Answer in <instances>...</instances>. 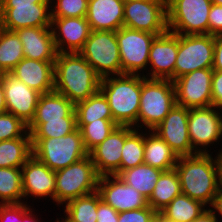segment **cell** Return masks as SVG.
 Here are the masks:
<instances>
[{"label":"cell","mask_w":222,"mask_h":222,"mask_svg":"<svg viewBox=\"0 0 222 222\" xmlns=\"http://www.w3.org/2000/svg\"><path fill=\"white\" fill-rule=\"evenodd\" d=\"M157 214L148 205L145 208L120 212L118 222H151Z\"/></svg>","instance_id":"obj_40"},{"label":"cell","mask_w":222,"mask_h":222,"mask_svg":"<svg viewBox=\"0 0 222 222\" xmlns=\"http://www.w3.org/2000/svg\"><path fill=\"white\" fill-rule=\"evenodd\" d=\"M52 3L0 5V27L16 31L26 27H51Z\"/></svg>","instance_id":"obj_17"},{"label":"cell","mask_w":222,"mask_h":222,"mask_svg":"<svg viewBox=\"0 0 222 222\" xmlns=\"http://www.w3.org/2000/svg\"><path fill=\"white\" fill-rule=\"evenodd\" d=\"M211 91L212 106L222 109V71L213 70Z\"/></svg>","instance_id":"obj_44"},{"label":"cell","mask_w":222,"mask_h":222,"mask_svg":"<svg viewBox=\"0 0 222 222\" xmlns=\"http://www.w3.org/2000/svg\"><path fill=\"white\" fill-rule=\"evenodd\" d=\"M159 222H171L166 220L165 218H163L160 214H159Z\"/></svg>","instance_id":"obj_54"},{"label":"cell","mask_w":222,"mask_h":222,"mask_svg":"<svg viewBox=\"0 0 222 222\" xmlns=\"http://www.w3.org/2000/svg\"><path fill=\"white\" fill-rule=\"evenodd\" d=\"M213 69H198L175 79L176 104L188 109L212 106Z\"/></svg>","instance_id":"obj_12"},{"label":"cell","mask_w":222,"mask_h":222,"mask_svg":"<svg viewBox=\"0 0 222 222\" xmlns=\"http://www.w3.org/2000/svg\"><path fill=\"white\" fill-rule=\"evenodd\" d=\"M151 222H159V213L157 214V216Z\"/></svg>","instance_id":"obj_55"},{"label":"cell","mask_w":222,"mask_h":222,"mask_svg":"<svg viewBox=\"0 0 222 222\" xmlns=\"http://www.w3.org/2000/svg\"><path fill=\"white\" fill-rule=\"evenodd\" d=\"M53 0H0V5H31L32 3H53Z\"/></svg>","instance_id":"obj_46"},{"label":"cell","mask_w":222,"mask_h":222,"mask_svg":"<svg viewBox=\"0 0 222 222\" xmlns=\"http://www.w3.org/2000/svg\"><path fill=\"white\" fill-rule=\"evenodd\" d=\"M162 172L160 169L143 163L134 168L123 170L118 176L124 183L149 199Z\"/></svg>","instance_id":"obj_30"},{"label":"cell","mask_w":222,"mask_h":222,"mask_svg":"<svg viewBox=\"0 0 222 222\" xmlns=\"http://www.w3.org/2000/svg\"><path fill=\"white\" fill-rule=\"evenodd\" d=\"M7 112L29 124L35 115L41 93L29 88L10 72L1 74Z\"/></svg>","instance_id":"obj_15"},{"label":"cell","mask_w":222,"mask_h":222,"mask_svg":"<svg viewBox=\"0 0 222 222\" xmlns=\"http://www.w3.org/2000/svg\"><path fill=\"white\" fill-rule=\"evenodd\" d=\"M27 124L12 113L0 114V141L22 137L26 132Z\"/></svg>","instance_id":"obj_39"},{"label":"cell","mask_w":222,"mask_h":222,"mask_svg":"<svg viewBox=\"0 0 222 222\" xmlns=\"http://www.w3.org/2000/svg\"><path fill=\"white\" fill-rule=\"evenodd\" d=\"M188 117L189 109L176 104L164 120L152 130L171 147L178 157L197 153L191 146Z\"/></svg>","instance_id":"obj_14"},{"label":"cell","mask_w":222,"mask_h":222,"mask_svg":"<svg viewBox=\"0 0 222 222\" xmlns=\"http://www.w3.org/2000/svg\"><path fill=\"white\" fill-rule=\"evenodd\" d=\"M119 213L105 203L98 193L97 222H118Z\"/></svg>","instance_id":"obj_43"},{"label":"cell","mask_w":222,"mask_h":222,"mask_svg":"<svg viewBox=\"0 0 222 222\" xmlns=\"http://www.w3.org/2000/svg\"><path fill=\"white\" fill-rule=\"evenodd\" d=\"M64 213L73 222H97L98 192L66 203Z\"/></svg>","instance_id":"obj_35"},{"label":"cell","mask_w":222,"mask_h":222,"mask_svg":"<svg viewBox=\"0 0 222 222\" xmlns=\"http://www.w3.org/2000/svg\"><path fill=\"white\" fill-rule=\"evenodd\" d=\"M156 36L124 26L116 31L122 74L141 75L148 66L150 46Z\"/></svg>","instance_id":"obj_11"},{"label":"cell","mask_w":222,"mask_h":222,"mask_svg":"<svg viewBox=\"0 0 222 222\" xmlns=\"http://www.w3.org/2000/svg\"><path fill=\"white\" fill-rule=\"evenodd\" d=\"M32 156L31 135L0 141V168H21Z\"/></svg>","instance_id":"obj_27"},{"label":"cell","mask_w":222,"mask_h":222,"mask_svg":"<svg viewBox=\"0 0 222 222\" xmlns=\"http://www.w3.org/2000/svg\"><path fill=\"white\" fill-rule=\"evenodd\" d=\"M99 177L90 155L55 171L54 201L58 205H64L73 199L96 192Z\"/></svg>","instance_id":"obj_6"},{"label":"cell","mask_w":222,"mask_h":222,"mask_svg":"<svg viewBox=\"0 0 222 222\" xmlns=\"http://www.w3.org/2000/svg\"><path fill=\"white\" fill-rule=\"evenodd\" d=\"M214 35H179L174 80L198 69L212 68Z\"/></svg>","instance_id":"obj_10"},{"label":"cell","mask_w":222,"mask_h":222,"mask_svg":"<svg viewBox=\"0 0 222 222\" xmlns=\"http://www.w3.org/2000/svg\"><path fill=\"white\" fill-rule=\"evenodd\" d=\"M56 222H73V221H72L71 219H69V218L65 215V218H64L62 221H60V220L57 218Z\"/></svg>","instance_id":"obj_52"},{"label":"cell","mask_w":222,"mask_h":222,"mask_svg":"<svg viewBox=\"0 0 222 222\" xmlns=\"http://www.w3.org/2000/svg\"><path fill=\"white\" fill-rule=\"evenodd\" d=\"M192 222H218V218L216 213H213L206 208V210Z\"/></svg>","instance_id":"obj_49"},{"label":"cell","mask_w":222,"mask_h":222,"mask_svg":"<svg viewBox=\"0 0 222 222\" xmlns=\"http://www.w3.org/2000/svg\"><path fill=\"white\" fill-rule=\"evenodd\" d=\"M151 132V133H150ZM178 156L155 132L144 134V163L162 171L174 169Z\"/></svg>","instance_id":"obj_25"},{"label":"cell","mask_w":222,"mask_h":222,"mask_svg":"<svg viewBox=\"0 0 222 222\" xmlns=\"http://www.w3.org/2000/svg\"><path fill=\"white\" fill-rule=\"evenodd\" d=\"M77 124H88L98 119H113L107 98L98 91L75 105Z\"/></svg>","instance_id":"obj_31"},{"label":"cell","mask_w":222,"mask_h":222,"mask_svg":"<svg viewBox=\"0 0 222 222\" xmlns=\"http://www.w3.org/2000/svg\"><path fill=\"white\" fill-rule=\"evenodd\" d=\"M141 76L122 74L101 79L100 91L107 98L114 122L118 126L137 127Z\"/></svg>","instance_id":"obj_3"},{"label":"cell","mask_w":222,"mask_h":222,"mask_svg":"<svg viewBox=\"0 0 222 222\" xmlns=\"http://www.w3.org/2000/svg\"><path fill=\"white\" fill-rule=\"evenodd\" d=\"M218 162H219V167H220V178H221V183H222V149L219 151L217 154Z\"/></svg>","instance_id":"obj_51"},{"label":"cell","mask_w":222,"mask_h":222,"mask_svg":"<svg viewBox=\"0 0 222 222\" xmlns=\"http://www.w3.org/2000/svg\"><path fill=\"white\" fill-rule=\"evenodd\" d=\"M24 200L28 196L55 197V172L33 155L21 167ZM26 197V198H25Z\"/></svg>","instance_id":"obj_21"},{"label":"cell","mask_w":222,"mask_h":222,"mask_svg":"<svg viewBox=\"0 0 222 222\" xmlns=\"http://www.w3.org/2000/svg\"><path fill=\"white\" fill-rule=\"evenodd\" d=\"M178 54V34L170 31L156 36L149 51L151 73L144 77L148 79H169L174 81V69ZM149 76V77H148Z\"/></svg>","instance_id":"obj_19"},{"label":"cell","mask_w":222,"mask_h":222,"mask_svg":"<svg viewBox=\"0 0 222 222\" xmlns=\"http://www.w3.org/2000/svg\"><path fill=\"white\" fill-rule=\"evenodd\" d=\"M23 58V47L17 33L0 27V71L10 72Z\"/></svg>","instance_id":"obj_32"},{"label":"cell","mask_w":222,"mask_h":222,"mask_svg":"<svg viewBox=\"0 0 222 222\" xmlns=\"http://www.w3.org/2000/svg\"><path fill=\"white\" fill-rule=\"evenodd\" d=\"M120 173L144 163V135L134 129L126 138L121 152Z\"/></svg>","instance_id":"obj_37"},{"label":"cell","mask_w":222,"mask_h":222,"mask_svg":"<svg viewBox=\"0 0 222 222\" xmlns=\"http://www.w3.org/2000/svg\"><path fill=\"white\" fill-rule=\"evenodd\" d=\"M75 110V105L55 91L41 94L31 122L62 120Z\"/></svg>","instance_id":"obj_26"},{"label":"cell","mask_w":222,"mask_h":222,"mask_svg":"<svg viewBox=\"0 0 222 222\" xmlns=\"http://www.w3.org/2000/svg\"><path fill=\"white\" fill-rule=\"evenodd\" d=\"M54 63L24 57L10 73L29 88L46 94L54 91Z\"/></svg>","instance_id":"obj_23"},{"label":"cell","mask_w":222,"mask_h":222,"mask_svg":"<svg viewBox=\"0 0 222 222\" xmlns=\"http://www.w3.org/2000/svg\"><path fill=\"white\" fill-rule=\"evenodd\" d=\"M219 110L215 106L189 109L188 132L191 146L197 153H208L206 147L221 139L222 112Z\"/></svg>","instance_id":"obj_13"},{"label":"cell","mask_w":222,"mask_h":222,"mask_svg":"<svg viewBox=\"0 0 222 222\" xmlns=\"http://www.w3.org/2000/svg\"><path fill=\"white\" fill-rule=\"evenodd\" d=\"M79 54L101 77L122 75L121 58L115 31H91Z\"/></svg>","instance_id":"obj_8"},{"label":"cell","mask_w":222,"mask_h":222,"mask_svg":"<svg viewBox=\"0 0 222 222\" xmlns=\"http://www.w3.org/2000/svg\"><path fill=\"white\" fill-rule=\"evenodd\" d=\"M51 29L58 53L79 52L92 31L86 17L52 18Z\"/></svg>","instance_id":"obj_20"},{"label":"cell","mask_w":222,"mask_h":222,"mask_svg":"<svg viewBox=\"0 0 222 222\" xmlns=\"http://www.w3.org/2000/svg\"><path fill=\"white\" fill-rule=\"evenodd\" d=\"M181 193L180 180L175 168L163 171L156 181L152 195L148 199V205L159 213Z\"/></svg>","instance_id":"obj_28"},{"label":"cell","mask_w":222,"mask_h":222,"mask_svg":"<svg viewBox=\"0 0 222 222\" xmlns=\"http://www.w3.org/2000/svg\"><path fill=\"white\" fill-rule=\"evenodd\" d=\"M54 3L55 6H51V18L87 16L88 0H54Z\"/></svg>","instance_id":"obj_38"},{"label":"cell","mask_w":222,"mask_h":222,"mask_svg":"<svg viewBox=\"0 0 222 222\" xmlns=\"http://www.w3.org/2000/svg\"><path fill=\"white\" fill-rule=\"evenodd\" d=\"M123 26L157 36L168 31L167 0H127Z\"/></svg>","instance_id":"obj_9"},{"label":"cell","mask_w":222,"mask_h":222,"mask_svg":"<svg viewBox=\"0 0 222 222\" xmlns=\"http://www.w3.org/2000/svg\"><path fill=\"white\" fill-rule=\"evenodd\" d=\"M215 71H222V33L214 35L213 66Z\"/></svg>","instance_id":"obj_45"},{"label":"cell","mask_w":222,"mask_h":222,"mask_svg":"<svg viewBox=\"0 0 222 222\" xmlns=\"http://www.w3.org/2000/svg\"><path fill=\"white\" fill-rule=\"evenodd\" d=\"M31 145L32 155L54 172L89 155L78 128L59 138H31Z\"/></svg>","instance_id":"obj_5"},{"label":"cell","mask_w":222,"mask_h":222,"mask_svg":"<svg viewBox=\"0 0 222 222\" xmlns=\"http://www.w3.org/2000/svg\"><path fill=\"white\" fill-rule=\"evenodd\" d=\"M175 170L182 193L205 206L212 203L222 186L218 158L213 159L209 153L180 156Z\"/></svg>","instance_id":"obj_1"},{"label":"cell","mask_w":222,"mask_h":222,"mask_svg":"<svg viewBox=\"0 0 222 222\" xmlns=\"http://www.w3.org/2000/svg\"><path fill=\"white\" fill-rule=\"evenodd\" d=\"M222 33V5L212 4L208 14V34Z\"/></svg>","instance_id":"obj_41"},{"label":"cell","mask_w":222,"mask_h":222,"mask_svg":"<svg viewBox=\"0 0 222 222\" xmlns=\"http://www.w3.org/2000/svg\"><path fill=\"white\" fill-rule=\"evenodd\" d=\"M211 0H167L168 31L179 35L208 34Z\"/></svg>","instance_id":"obj_7"},{"label":"cell","mask_w":222,"mask_h":222,"mask_svg":"<svg viewBox=\"0 0 222 222\" xmlns=\"http://www.w3.org/2000/svg\"><path fill=\"white\" fill-rule=\"evenodd\" d=\"M7 112L5 96H4V89L2 81L0 80V114Z\"/></svg>","instance_id":"obj_50"},{"label":"cell","mask_w":222,"mask_h":222,"mask_svg":"<svg viewBox=\"0 0 222 222\" xmlns=\"http://www.w3.org/2000/svg\"><path fill=\"white\" fill-rule=\"evenodd\" d=\"M27 202H23L22 203V218L19 220V222H38L40 220L36 219V217L34 218V211H32L33 209H31V206H28L26 204ZM36 219V220H35Z\"/></svg>","instance_id":"obj_47"},{"label":"cell","mask_w":222,"mask_h":222,"mask_svg":"<svg viewBox=\"0 0 222 222\" xmlns=\"http://www.w3.org/2000/svg\"><path fill=\"white\" fill-rule=\"evenodd\" d=\"M101 77L79 54L58 53L54 63V91L74 105L100 91Z\"/></svg>","instance_id":"obj_2"},{"label":"cell","mask_w":222,"mask_h":222,"mask_svg":"<svg viewBox=\"0 0 222 222\" xmlns=\"http://www.w3.org/2000/svg\"><path fill=\"white\" fill-rule=\"evenodd\" d=\"M21 40L24 57L39 61H55V47L51 27H26L15 31Z\"/></svg>","instance_id":"obj_22"},{"label":"cell","mask_w":222,"mask_h":222,"mask_svg":"<svg viewBox=\"0 0 222 222\" xmlns=\"http://www.w3.org/2000/svg\"><path fill=\"white\" fill-rule=\"evenodd\" d=\"M205 210L204 204L181 193L162 209L159 214L171 222H192Z\"/></svg>","instance_id":"obj_29"},{"label":"cell","mask_w":222,"mask_h":222,"mask_svg":"<svg viewBox=\"0 0 222 222\" xmlns=\"http://www.w3.org/2000/svg\"><path fill=\"white\" fill-rule=\"evenodd\" d=\"M211 207L214 209L209 210L213 213L217 212L218 216L221 215L222 217V186L220 187L218 193L215 195L214 199L212 200V203L210 204Z\"/></svg>","instance_id":"obj_48"},{"label":"cell","mask_w":222,"mask_h":222,"mask_svg":"<svg viewBox=\"0 0 222 222\" xmlns=\"http://www.w3.org/2000/svg\"><path fill=\"white\" fill-rule=\"evenodd\" d=\"M176 105L174 82L169 79H148L141 77V96L137 128L152 131L156 128L169 111ZM140 122V124H139ZM142 126V127H141Z\"/></svg>","instance_id":"obj_4"},{"label":"cell","mask_w":222,"mask_h":222,"mask_svg":"<svg viewBox=\"0 0 222 222\" xmlns=\"http://www.w3.org/2000/svg\"><path fill=\"white\" fill-rule=\"evenodd\" d=\"M114 119H98L88 124H77L80 130L85 149L90 152L102 143L117 127Z\"/></svg>","instance_id":"obj_36"},{"label":"cell","mask_w":222,"mask_h":222,"mask_svg":"<svg viewBox=\"0 0 222 222\" xmlns=\"http://www.w3.org/2000/svg\"><path fill=\"white\" fill-rule=\"evenodd\" d=\"M131 126H117L89 155L99 176L120 174L121 152L125 138L133 131Z\"/></svg>","instance_id":"obj_18"},{"label":"cell","mask_w":222,"mask_h":222,"mask_svg":"<svg viewBox=\"0 0 222 222\" xmlns=\"http://www.w3.org/2000/svg\"><path fill=\"white\" fill-rule=\"evenodd\" d=\"M22 218V203L0 204V222H19Z\"/></svg>","instance_id":"obj_42"},{"label":"cell","mask_w":222,"mask_h":222,"mask_svg":"<svg viewBox=\"0 0 222 222\" xmlns=\"http://www.w3.org/2000/svg\"><path fill=\"white\" fill-rule=\"evenodd\" d=\"M97 192L101 199L118 213L148 206V199L145 196L116 175L100 176Z\"/></svg>","instance_id":"obj_16"},{"label":"cell","mask_w":222,"mask_h":222,"mask_svg":"<svg viewBox=\"0 0 222 222\" xmlns=\"http://www.w3.org/2000/svg\"><path fill=\"white\" fill-rule=\"evenodd\" d=\"M212 4L222 5V0H211Z\"/></svg>","instance_id":"obj_53"},{"label":"cell","mask_w":222,"mask_h":222,"mask_svg":"<svg viewBox=\"0 0 222 222\" xmlns=\"http://www.w3.org/2000/svg\"><path fill=\"white\" fill-rule=\"evenodd\" d=\"M24 199L21 168H0V204H19Z\"/></svg>","instance_id":"obj_34"},{"label":"cell","mask_w":222,"mask_h":222,"mask_svg":"<svg viewBox=\"0 0 222 222\" xmlns=\"http://www.w3.org/2000/svg\"><path fill=\"white\" fill-rule=\"evenodd\" d=\"M77 128L76 111L62 120L47 122H30L27 125L31 138H53L63 137Z\"/></svg>","instance_id":"obj_33"},{"label":"cell","mask_w":222,"mask_h":222,"mask_svg":"<svg viewBox=\"0 0 222 222\" xmlns=\"http://www.w3.org/2000/svg\"><path fill=\"white\" fill-rule=\"evenodd\" d=\"M123 0H88L87 21L92 31H117L123 27Z\"/></svg>","instance_id":"obj_24"}]
</instances>
